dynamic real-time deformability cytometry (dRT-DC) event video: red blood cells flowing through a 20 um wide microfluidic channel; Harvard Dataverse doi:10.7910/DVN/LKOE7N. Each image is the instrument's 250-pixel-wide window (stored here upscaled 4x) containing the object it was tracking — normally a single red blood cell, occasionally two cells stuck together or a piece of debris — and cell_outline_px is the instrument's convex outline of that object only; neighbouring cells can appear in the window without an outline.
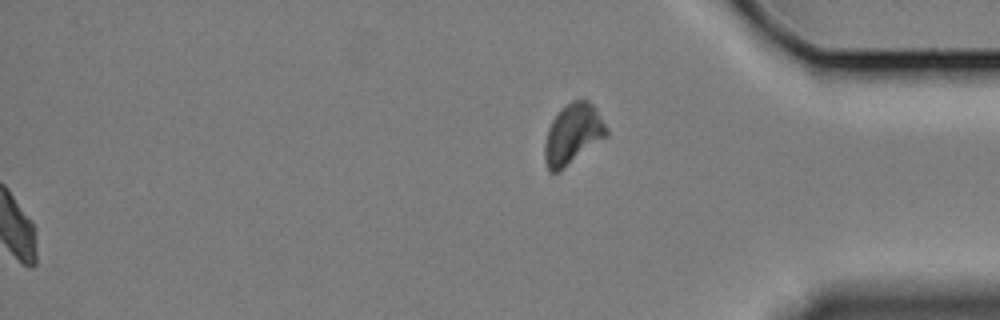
{"species": "Egyptian fruit bat (a non-hibernating species)", "species_latin": "Rousettus aegyptiacus", "temperature_condition": "cold", "stored_images_in_passage": 45, "segment_of_instrument_passage": [2, 2], "camera_frame_rate_fps": 3000, "um_per_image_px": 0.085, "animal": {"sex": "female"}, "frame": {"image": 1, "passage_image": 45, "time_ms": 14.667, "image_size_px": [1000, 320], "cell_outline_px": [[608, 136], [560, 172], [548, 172], [544, 160], [544, 144], [548, 128], [552, 120], [560, 108], [572, 100], [584, 96], [596, 108], [608, 128]], "centroid_in_image_um": [48.7, 11.39], "position_along_channel_um": 386.5, "area_um2": 22.43}}